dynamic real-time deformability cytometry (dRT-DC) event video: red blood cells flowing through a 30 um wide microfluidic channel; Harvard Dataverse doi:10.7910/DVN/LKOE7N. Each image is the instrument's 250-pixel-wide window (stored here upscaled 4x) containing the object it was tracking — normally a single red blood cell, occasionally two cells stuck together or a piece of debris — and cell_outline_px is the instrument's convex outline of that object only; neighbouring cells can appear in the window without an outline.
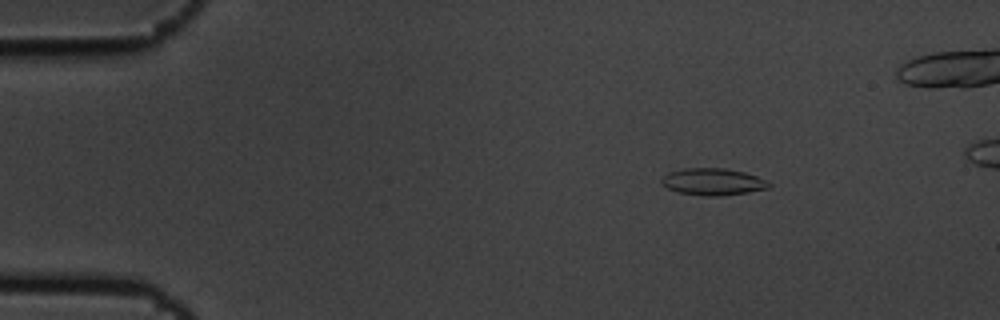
{"species": "common noctule bat (a hibernating species)", "species_latin": "Nyctalus noctula", "temperature_condition": "cold", "stored_images_in_passage": 8, "camera_frame_rate_fps": 3000, "um_per_image_px": 0.085, "animal": {"sex": "male", "body_mass_g": 19.5, "forearm_length_mm": 54.6}, "frame": {"image": 1, "passage_image": 2, "time_ms": 0.333, "image_size_px": [1000, 320], "cell_outline_px": [[772, 184], [768, 188], [748, 192], [720, 196], [704, 196], [676, 192], [668, 188], [660, 180], [668, 172], [684, 168], [724, 168], [744, 172], [756, 176]], "centroid_in_image_um": [60.58, 15.45], "position_along_channel_um": 24.4, "area_um2": 16.76}}
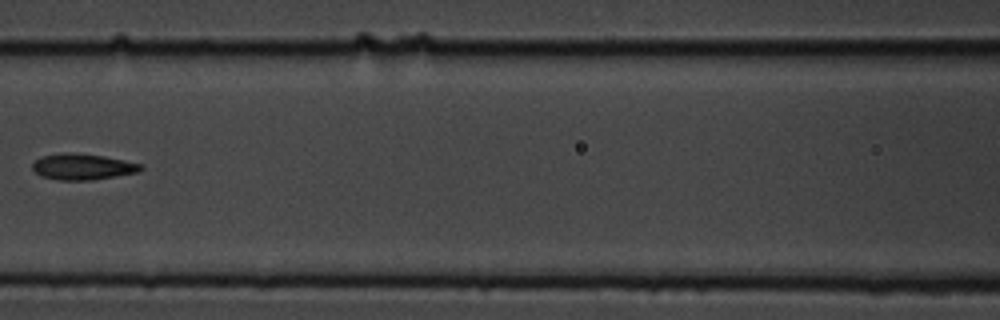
{"frame": {"image": 2, "passage_image": 7, "time_ms": 2.0, "image_size_px": [1000, 320], "cell_outline_px": [[144, 168], [136, 172], [116, 176], [92, 180], [56, 180], [40, 176], [32, 168], [32, 164], [36, 160], [44, 156], [64, 152], [68, 152], [104, 156], [144, 164]], "centroid_in_image_um": [7.03, 14.18], "position_along_channel_um": 159.6, "area_um2": 16.42}}
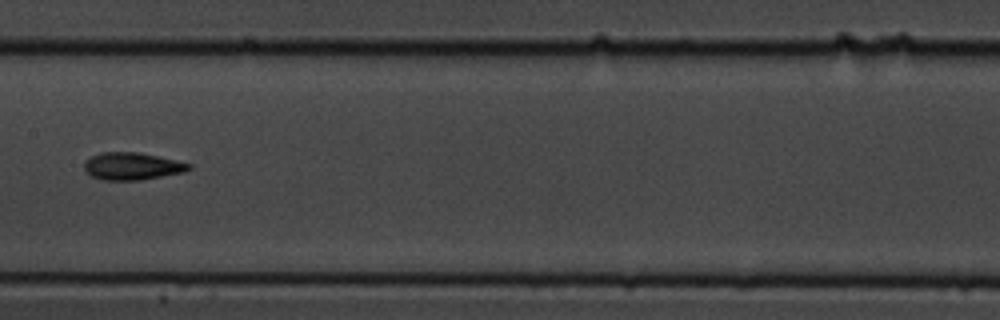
{"frame": {"image": 3, "passage_image": 8, "time_ms": 2.333, "image_size_px": [1000, 320], "cell_outline_px": [[192, 168], [184, 172], [140, 180], [100, 180], [92, 176], [84, 168], [84, 164], [92, 156], [100, 152], [140, 152], [176, 160], [192, 164]], "centroid_in_image_um": [11.26, 14.12], "position_along_channel_um": 196.1, "area_um2": 16.65}}